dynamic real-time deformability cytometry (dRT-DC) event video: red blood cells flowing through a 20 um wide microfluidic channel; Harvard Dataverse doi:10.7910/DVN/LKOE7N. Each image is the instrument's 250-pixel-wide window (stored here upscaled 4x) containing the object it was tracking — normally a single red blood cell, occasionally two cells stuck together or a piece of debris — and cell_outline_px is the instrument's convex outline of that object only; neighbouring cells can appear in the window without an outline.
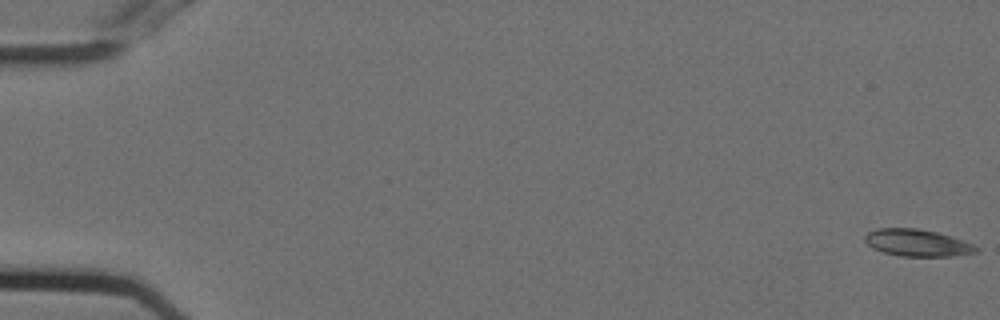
{"species": "Egyptian fruit bat (a non-hibernating species)", "species_latin": "Rousettus aegyptiacus", "temperature_condition": "cold", "stored_images_in_passage": 55, "camera_frame_rate_fps": 3000, "um_per_image_px": 0.085, "animal": {"sex": "female"}, "frame": {"image": 1, "passage_image": 1, "time_ms": 0.0, "image_size_px": [1000, 320], "cell_outline_px": [[980, 248], [976, 252], [952, 256], [900, 256], [884, 252], [872, 248], [864, 240], [864, 236], [868, 232], [876, 228], [916, 228], [936, 232], [972, 244]], "centroid_in_image_um": [77.91, 20.64], "position_along_channel_um": 7.1, "area_um2": 17.28}}
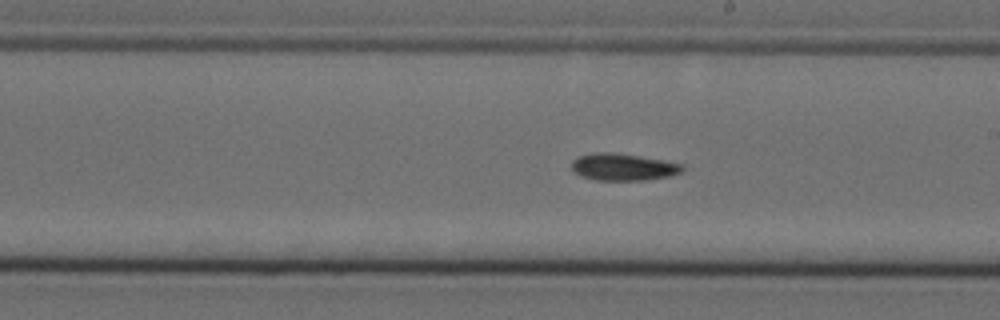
{"frame": {"image": 2, "passage_image": 32, "time_ms": 10.333, "image_size_px": [1000, 320], "cell_outline_px": [[684, 168], [680, 172], [672, 176], [644, 180], [596, 180], [580, 176], [572, 168], [572, 160], [580, 156], [596, 152], [616, 152], [664, 160], [684, 164]], "centroid_in_image_um": [52.99, 14.19], "position_along_channel_um": 236.0, "area_um2": 17.51}}
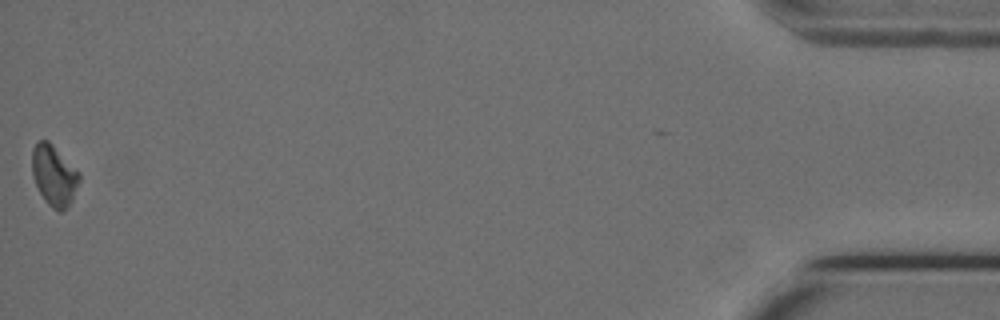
{"frame": {"image": 3, "passage_image": 55, "time_ms": 18.0, "image_size_px": [1000, 320], "cell_outline_px": [[80, 180], [72, 200], [60, 212], [52, 208], [48, 204], [40, 192], [36, 184], [32, 172], [32, 148], [40, 140], [48, 140], [80, 172]], "centroid_in_image_um": [4.6, 14.89], "position_along_channel_um": 430.6, "area_um2": 16.47}}